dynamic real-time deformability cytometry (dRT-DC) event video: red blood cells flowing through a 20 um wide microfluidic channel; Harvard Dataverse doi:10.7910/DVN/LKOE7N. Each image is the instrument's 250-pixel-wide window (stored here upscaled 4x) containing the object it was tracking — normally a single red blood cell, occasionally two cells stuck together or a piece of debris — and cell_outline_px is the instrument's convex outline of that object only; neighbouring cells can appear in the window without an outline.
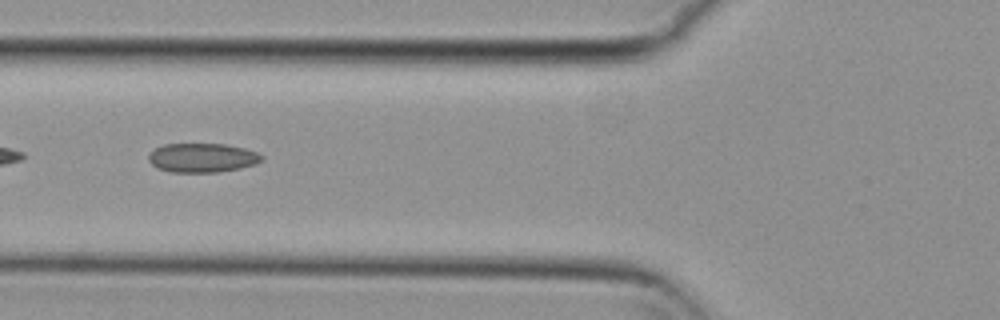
{"species": "common noctule bat (a hibernating species)", "species_latin": "Nyctalus noctula", "temperature_condition": "cold", "stored_images_in_passage": 33, "camera_frame_rate_fps": 3000, "um_per_image_px": 0.085, "animal": {"sex": "female", "body_mass_g": 29.2, "forearm_length_mm": 56.3}, "frame": {"image": 1, "passage_image": 9, "time_ms": 2.667, "image_size_px": [1000, 320], "cell_outline_px": [[264, 160], [256, 164], [240, 168], [216, 172], [172, 172], [156, 168], [148, 160], [148, 156], [156, 148], [164, 144], [224, 144], [244, 148], [256, 152], [264, 156]], "centroid_in_image_um": [17.21, 13.41], "position_along_channel_um": 108.6, "area_um2": 19.19}}
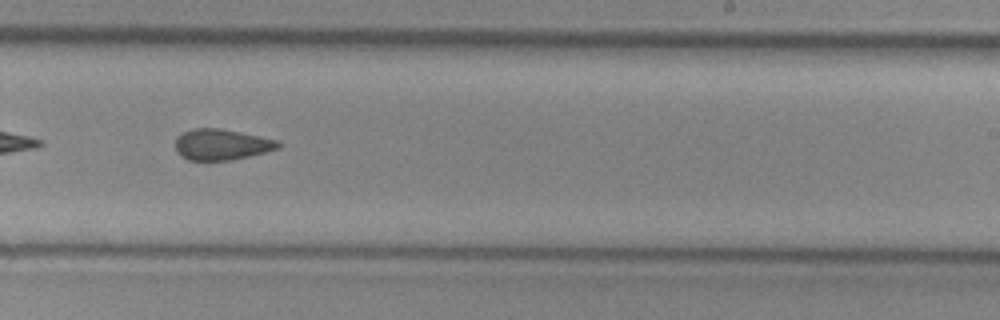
{"frame": {"image": 2, "passage_image": 22, "time_ms": 7.0, "image_size_px": [1000, 320], "cell_outline_px": [[280, 148], [248, 156], [228, 160], [188, 160], [180, 156], [176, 152], [176, 136], [192, 128], [220, 128], [240, 132], [276, 140], [280, 144]], "centroid_in_image_um": [18.78, 12.28], "position_along_channel_um": 270.2, "area_um2": 18.38}, "authors_computed_cell_mechanics": {"area_um2": 19.074, "velocity_mm_per_s": 3.7296, "shape_relaxation_time_tau1_ms": null, "shape_relaxation_time_tau2_ms": 4.992, "deformation_change_tau1": null, "deformation_change_tau2": 0.1012}}